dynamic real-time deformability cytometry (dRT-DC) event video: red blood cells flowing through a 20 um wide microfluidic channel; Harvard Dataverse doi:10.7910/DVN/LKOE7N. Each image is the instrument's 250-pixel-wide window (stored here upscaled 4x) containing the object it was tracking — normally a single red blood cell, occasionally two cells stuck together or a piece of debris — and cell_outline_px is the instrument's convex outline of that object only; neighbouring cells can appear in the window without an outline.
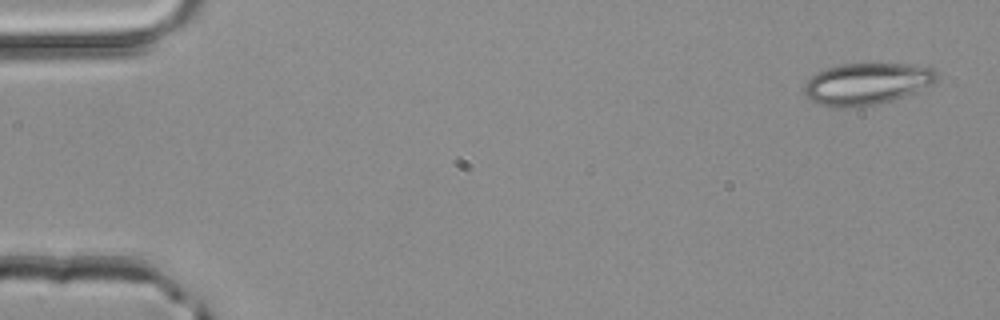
{"species": "common noctule bat (a hibernating species)", "species_latin": "Nyctalus noctula", "temperature_condition": "room temperature", "stored_images_in_passage": 3, "camera_frame_rate_fps": 3000, "um_per_image_px": 0.085, "animal": {"sex": "male", "body_mass_g": 20.4}, "frame": {"image": 1, "passage_image": 1, "time_ms": 0.0, "image_size_px": [1000, 320], "cell_outline_px": [[940, 80], [916, 92], [880, 104], [844, 108], [832, 108], [816, 104], [804, 92], [804, 84], [812, 76], [828, 68], [840, 64], [912, 64], [932, 68], [940, 76]], "centroid_in_image_um": [73.71, 7.14], "position_along_channel_um": 11.3, "area_um2": 32.43}}